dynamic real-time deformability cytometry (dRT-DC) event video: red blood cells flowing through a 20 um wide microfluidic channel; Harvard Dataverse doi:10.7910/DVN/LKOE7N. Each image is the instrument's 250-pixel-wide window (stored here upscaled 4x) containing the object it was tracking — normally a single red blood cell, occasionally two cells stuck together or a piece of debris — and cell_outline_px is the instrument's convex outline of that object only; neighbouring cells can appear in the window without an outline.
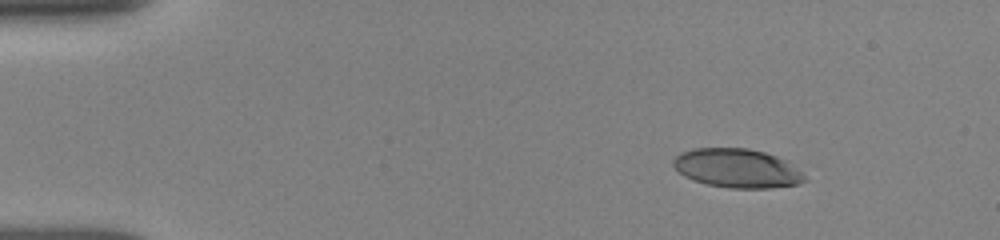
{"species": "human", "species_latin": "Homo sapiens", "temperature_condition": "room temperature", "stored_images_in_passage": 17, "camera_frame_rate_fps": 3000, "um_per_image_px": 0.085, "donor": {"sex": "female"}, "frame": {"image": 1, "passage_image": 1, "time_ms": 0.0, "image_size_px": [1000, 240], "cell_outline_px": [[808, 180], [800, 184], [772, 188], [728, 188], [708, 184], [692, 180], [684, 176], [672, 164], [672, 160], [680, 152], [692, 148], [748, 148], [764, 152], [788, 160], [804, 172]], "centroid_in_image_um": [62.71, 14.3], "position_along_channel_um": 22.3, "area_um2": 30.29}}
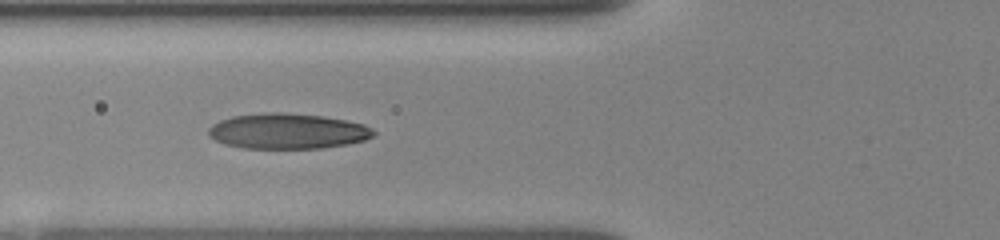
{"frame": {"image": 2, "passage_image": 13, "time_ms": 4.333, "image_size_px": [1000, 240], "cell_outline_px": [[376, 132], [372, 136], [364, 140], [348, 144], [320, 148], [244, 148], [224, 144], [208, 136], [208, 128], [212, 124], [220, 120], [232, 116], [264, 112], [280, 112], [324, 116], [364, 124], [372, 128]], "centroid_in_image_um": [24.42, 11.14], "position_along_channel_um": 101.4, "area_um2": 34.16}}
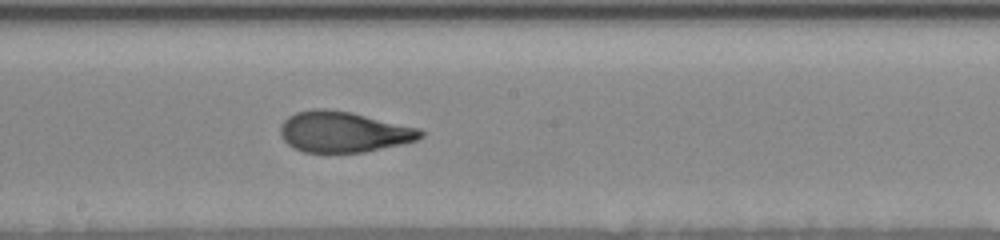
{"frame": {"image": 3, "passage_image": 17, "time_ms": 7.333, "image_size_px": [1000, 240], "cell_outline_px": [[424, 136], [416, 140], [404, 144], [364, 152], [304, 152], [292, 148], [280, 136], [280, 124], [288, 116], [296, 112], [312, 108], [324, 108], [352, 112], [420, 128], [424, 132]], "centroid_in_image_um": [29.19, 11.2], "position_along_channel_um": 219.0, "area_um2": 33.7}}